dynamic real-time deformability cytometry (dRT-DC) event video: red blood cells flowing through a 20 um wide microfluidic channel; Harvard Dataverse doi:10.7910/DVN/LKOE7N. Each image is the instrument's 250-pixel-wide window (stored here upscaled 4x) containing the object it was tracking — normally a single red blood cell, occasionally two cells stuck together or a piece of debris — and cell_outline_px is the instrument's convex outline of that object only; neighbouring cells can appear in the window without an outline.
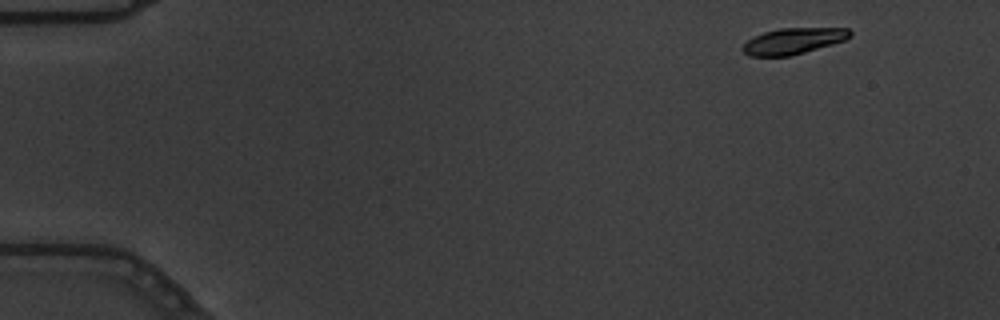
{"species": "common noctule bat (a hibernating species)", "species_latin": "Nyctalus noctula", "temperature_condition": "warm", "stored_images_in_passage": 5, "camera_frame_rate_fps": 3000, "um_per_image_px": 0.085, "animal": {"sex": "male", "body_mass_g": 19.5, "forearm_length_mm": 54.6}, "frame": {"image": 1, "passage_image": 1, "time_ms": 0.0, "image_size_px": [1000, 320], "cell_outline_px": [[852, 36], [844, 40], [832, 44], [804, 52], [788, 56], [748, 56], [740, 48], [748, 40], [764, 32], [780, 28], [848, 28], [852, 32]], "centroid_in_image_um": [67.43, 3.48], "position_along_channel_um": 17.6, "area_um2": 16.18}}
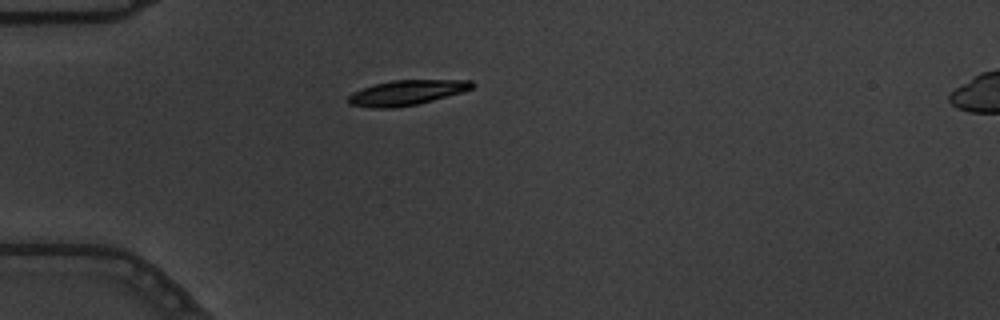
{"frame": {"image": 2, "passage_image": 4, "time_ms": 1.0, "image_size_px": [1000, 320], "cell_outline_px": [[476, 84], [472, 88], [460, 92], [432, 100], [416, 104], [392, 108], [372, 108], [348, 104], [344, 100], [352, 92], [376, 84], [392, 80], [472, 80]], "centroid_in_image_um": [34.51, 7.87], "position_along_channel_um": 50.5, "area_um2": 17.92}}